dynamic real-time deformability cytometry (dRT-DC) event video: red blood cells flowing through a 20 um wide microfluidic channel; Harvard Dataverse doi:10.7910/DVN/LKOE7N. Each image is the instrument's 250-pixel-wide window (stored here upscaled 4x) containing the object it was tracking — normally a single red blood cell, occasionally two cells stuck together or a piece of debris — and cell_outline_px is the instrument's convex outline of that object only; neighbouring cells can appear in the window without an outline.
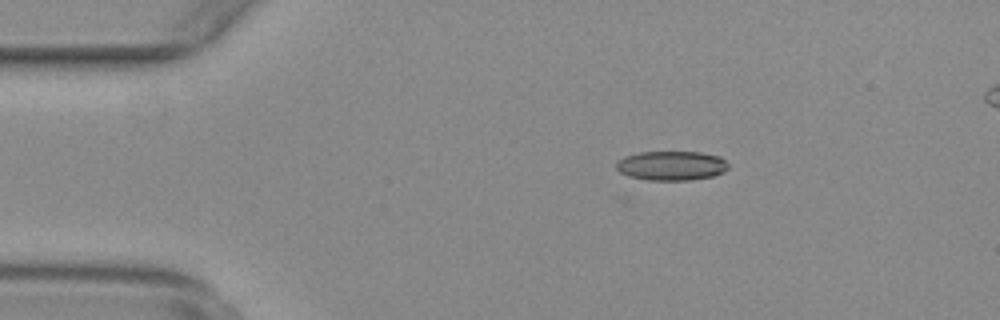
{"species": "common noctule bat (a hibernating species)", "species_latin": "Nyctalus noctula", "temperature_condition": "warm", "stored_images_in_passage": 31, "camera_frame_rate_fps": 3000, "um_per_image_px": 0.085, "animal": {"sex": "female", "body_mass_g": 29.2, "forearm_length_mm": 56.3}, "frame": {"image": 1, "passage_image": 4, "time_ms": 1.0, "image_size_px": [1000, 320], "cell_outline_px": [[728, 168], [724, 172], [712, 176], [692, 180], [648, 180], [628, 176], [620, 172], [616, 168], [616, 164], [624, 156], [640, 152], [700, 152], [720, 156], [728, 164]], "centroid_in_image_um": [57.08, 14.08], "position_along_channel_um": 27.9, "area_um2": 19.19}}
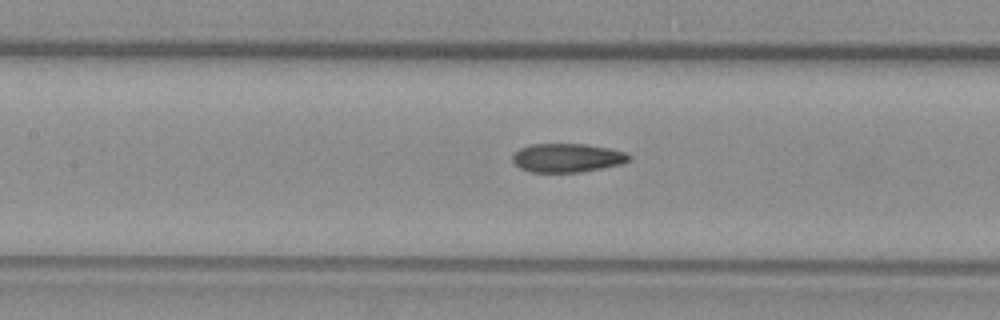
{"frame": {"image": 2, "passage_image": 19, "time_ms": 6.0, "image_size_px": [1000, 320], "cell_outline_px": [[632, 156], [628, 160], [620, 164], [580, 172], [532, 172], [520, 168], [512, 160], [512, 156], [520, 148], [528, 144], [584, 144], [608, 148], [624, 152]], "centroid_in_image_um": [48.18, 13.41], "position_along_channel_um": 159.2, "area_um2": 19.31}}
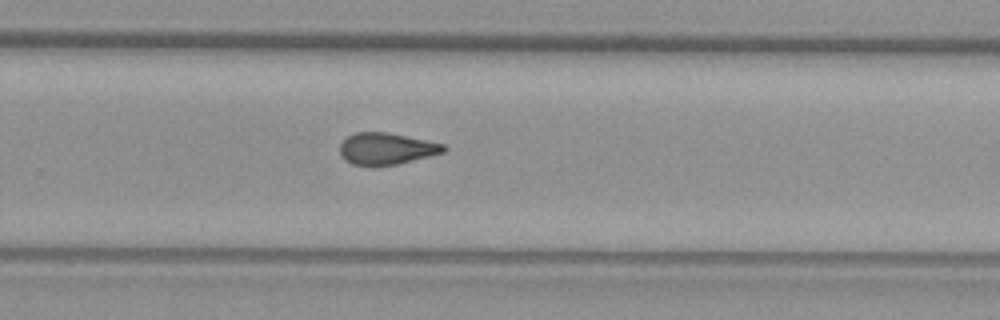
{"frame": {"image": 3, "passage_image": 30, "time_ms": 9.667, "image_size_px": [1000, 320], "cell_outline_px": [[448, 148], [444, 152], [400, 164], [352, 164], [344, 160], [340, 152], [340, 144], [348, 136], [356, 132], [388, 132], [444, 144]], "centroid_in_image_um": [32.86, 12.62], "position_along_channel_um": 296.9, "area_um2": 18.9}}